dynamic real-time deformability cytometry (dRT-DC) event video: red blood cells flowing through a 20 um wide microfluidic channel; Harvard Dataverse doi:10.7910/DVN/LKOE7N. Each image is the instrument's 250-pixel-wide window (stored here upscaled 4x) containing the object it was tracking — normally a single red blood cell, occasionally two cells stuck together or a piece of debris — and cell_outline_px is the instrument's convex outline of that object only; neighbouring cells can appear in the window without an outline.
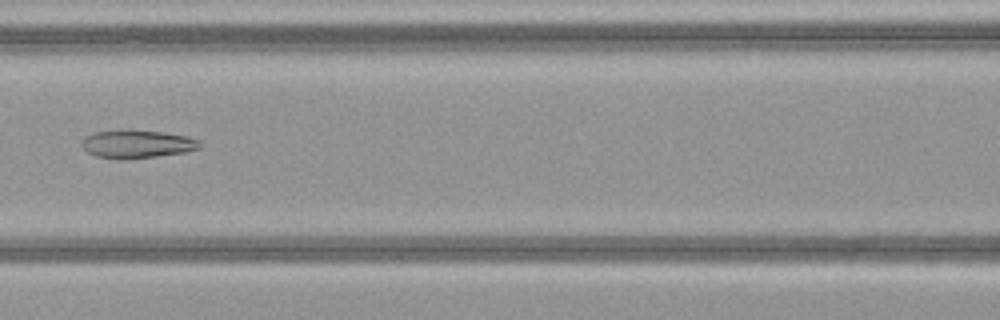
{"species": "common noctule bat (a hibernating species)", "species_latin": "Nyctalus noctula", "temperature_condition": "warm", "stored_images_in_passage": 49, "camera_frame_rate_fps": 3000, "um_per_image_px": 0.085, "animal": {"sex": "female", "body_mass_g": 21.9}, "frame": {"image": 1, "passage_image": 22, "time_ms": 7.0, "image_size_px": [1000, 320], "cell_outline_px": [[200, 148], [184, 152], [156, 156], [124, 160], [116, 160], [96, 156], [88, 152], [84, 148], [84, 136], [92, 132], [164, 132], [188, 136], [200, 140]], "centroid_in_image_um": [11.68, 12.28], "position_along_channel_um": 154.9, "area_um2": 18.73}, "authors_computed_cell_mechanics": {"area_um2": 24.3338, "velocity_mm_per_s": 4.1426, "shape_relaxation_time_tau1_ms": null, "shape_relaxation_time_tau2_ms": 3.3673, "deformation_change_tau1": null, "deformation_change_tau2": 0.1234}}